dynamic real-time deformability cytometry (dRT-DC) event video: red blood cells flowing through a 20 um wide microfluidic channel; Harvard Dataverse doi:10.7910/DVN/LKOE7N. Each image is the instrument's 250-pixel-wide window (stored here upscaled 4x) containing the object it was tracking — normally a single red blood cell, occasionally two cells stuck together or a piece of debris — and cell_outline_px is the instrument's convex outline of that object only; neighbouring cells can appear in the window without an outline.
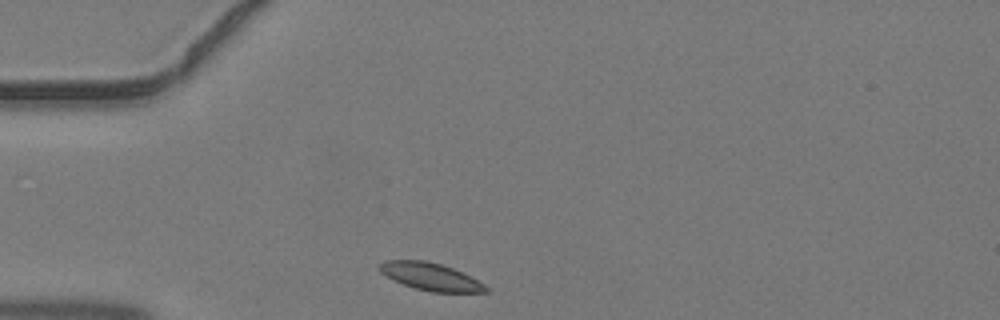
{"species": "common noctule bat (a hibernating species)", "species_latin": "Nyctalus noctula", "temperature_condition": "warm", "stored_images_in_passage": 34, "camera_frame_rate_fps": 3000, "um_per_image_px": 0.085, "animal": {"sex": "male", "body_mass_g": 19.2, "forearm_length_mm": 51.8}, "frame": {"image": 1, "passage_image": 1, "time_ms": 0.0, "image_size_px": [1000, 320], "cell_outline_px": [[488, 292], [432, 292], [416, 288], [392, 280], [380, 272], [376, 268], [376, 264], [384, 260], [424, 260], [440, 264], [452, 268], [484, 284], [488, 288]], "centroid_in_image_um": [36.51, 23.5], "position_along_channel_um": 48.5, "area_um2": 16.94}}
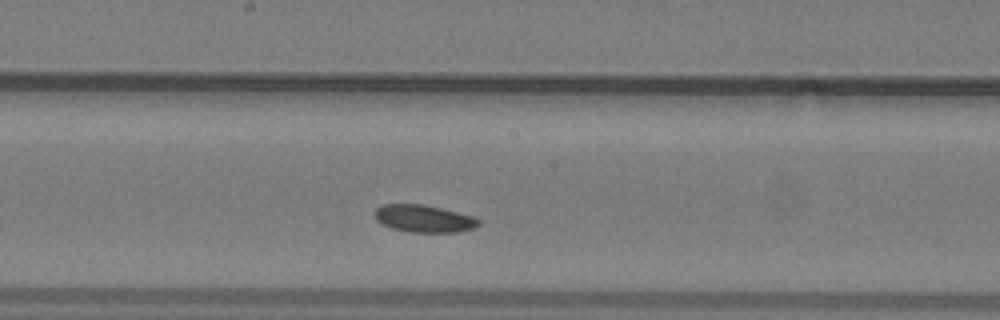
{"frame": {"image": 2, "passage_image": 13, "time_ms": 4.0, "image_size_px": [1000, 320], "cell_outline_px": [[480, 224], [472, 228], [456, 232], [412, 232], [392, 228], [376, 220], [372, 212], [380, 204], [424, 204], [472, 216], [480, 220]], "centroid_in_image_um": [35.97, 18.57], "position_along_channel_um": 212.2, "area_um2": 16.47}}
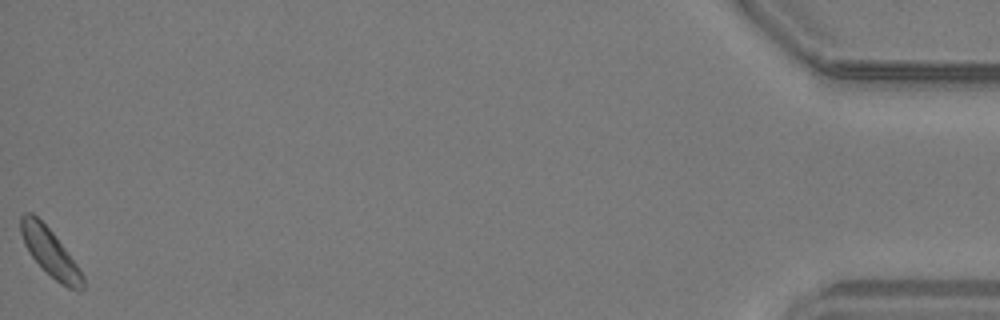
{"frame": {"image": 3, "passage_image": 34, "time_ms": 11.0, "image_size_px": [1000, 320], "cell_outline_px": [[84, 288], [68, 288], [60, 284], [28, 252], [24, 244], [20, 232], [20, 216], [24, 212], [32, 212], [52, 232], [76, 264], [84, 276]], "centroid_in_image_um": [4.22, 21.41], "position_along_channel_um": 431.0, "area_um2": 16.7}}